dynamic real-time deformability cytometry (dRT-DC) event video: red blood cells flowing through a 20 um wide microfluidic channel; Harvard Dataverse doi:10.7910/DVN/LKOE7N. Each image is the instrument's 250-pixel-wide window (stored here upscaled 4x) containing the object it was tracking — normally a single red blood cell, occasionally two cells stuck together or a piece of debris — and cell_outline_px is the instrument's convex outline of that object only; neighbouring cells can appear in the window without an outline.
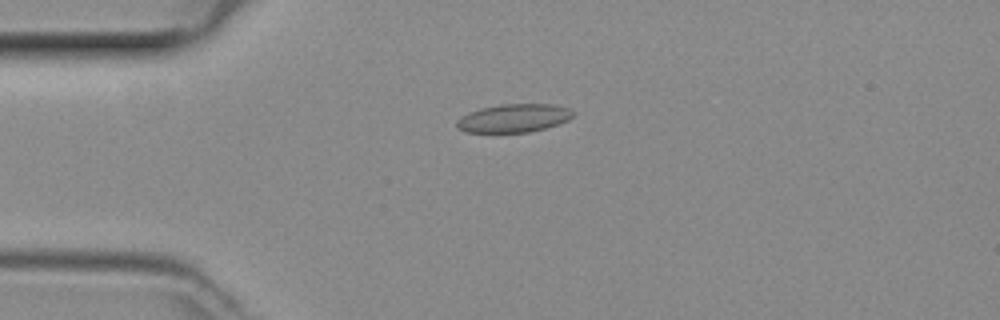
{"species": "common noctule bat (a hibernating species)", "species_latin": "Nyctalus noctula", "temperature_condition": "room temperature", "stored_images_in_passage": 49, "camera_frame_rate_fps": 3000, "um_per_image_px": 0.085, "animal": {"sex": "female", "body_mass_g": 29.2, "forearm_length_mm": 56.3}, "frame": {"image": 1, "passage_image": 12, "time_ms": 3.667, "image_size_px": [1000, 320], "cell_outline_px": [[576, 116], [568, 120], [544, 128], [528, 132], [464, 132], [456, 128], [456, 120], [460, 116], [468, 112], [480, 108], [500, 104], [556, 104], [568, 108], [576, 112]], "centroid_in_image_um": [43.66, 10.03], "position_along_channel_um": 41.3, "area_um2": 19.42}}
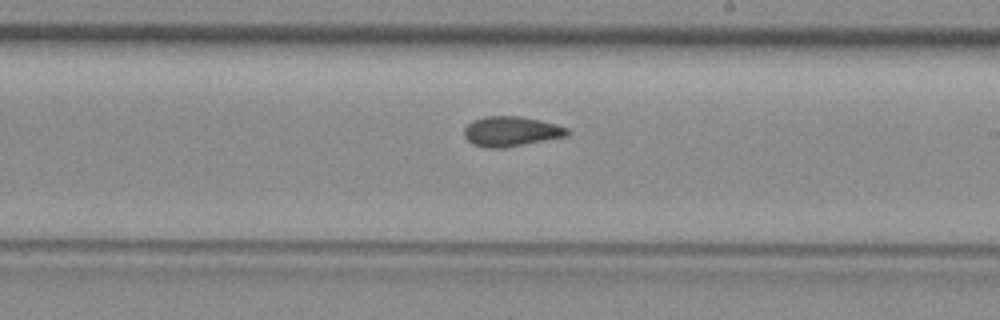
{"frame": {"image": 2, "passage_image": 28, "time_ms": 9.0, "image_size_px": [1000, 320], "cell_outline_px": [[568, 136], [504, 148], [484, 148], [472, 144], [464, 136], [464, 128], [472, 120], [484, 116], [520, 116], [540, 120], [556, 124], [568, 128]], "centroid_in_image_um": [43.42, 11.17], "position_along_channel_um": 245.6, "area_um2": 18.15}}
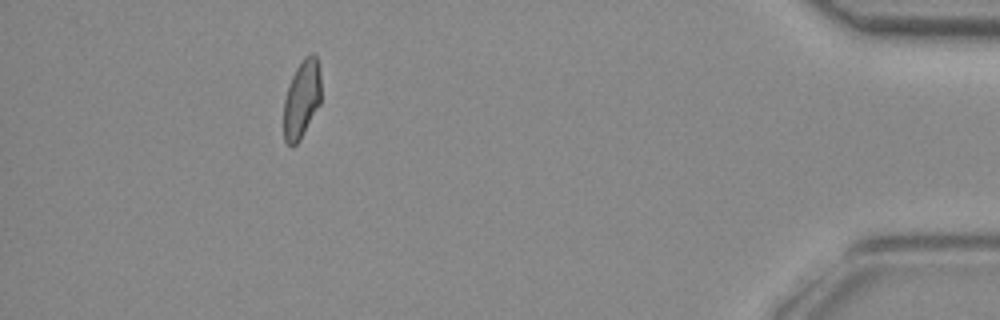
{"frame": {"image": 3, "passage_image": 44, "time_ms": 14.333, "image_size_px": [1000, 320], "cell_outline_px": [[320, 104], [300, 140], [292, 148], [284, 140], [284, 100], [292, 76], [296, 68], [304, 56], [308, 52], [312, 52], [316, 56], [320, 76]], "centroid_in_image_um": [25.64, 8.42], "position_along_channel_um": 409.6, "area_um2": 16.99}}